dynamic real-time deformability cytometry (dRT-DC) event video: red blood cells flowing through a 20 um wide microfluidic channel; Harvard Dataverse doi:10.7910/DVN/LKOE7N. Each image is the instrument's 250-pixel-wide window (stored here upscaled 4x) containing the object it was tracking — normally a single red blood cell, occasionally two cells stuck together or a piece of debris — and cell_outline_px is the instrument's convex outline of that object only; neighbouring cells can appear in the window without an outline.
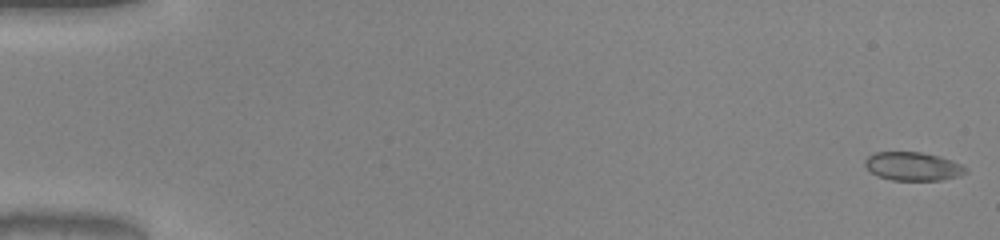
{"species": "common noctule bat (a hibernating species)", "species_latin": "Nyctalus noctula", "temperature_condition": "warm", "stored_images_in_passage": 52, "camera_frame_rate_fps": 3000, "um_per_image_px": 0.085, "animal": {"sex": "male", "body_mass_g": 20.0, "forearm_length_mm": 53.3}, "frame": {"image": 1, "passage_image": 1, "time_ms": 0.0, "image_size_px": [1000, 240], "cell_outline_px": [[968, 172], [960, 176], [940, 180], [892, 180], [876, 176], [864, 164], [864, 160], [868, 156], [876, 152], [920, 152], [940, 156], [952, 160], [968, 168]], "centroid_in_image_um": [77.62, 14.14], "position_along_channel_um": 7.4, "area_um2": 16.82}}
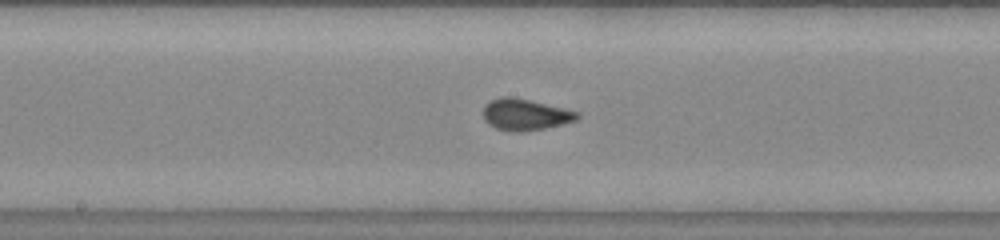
{"frame": {"image": 2, "passage_image": 28, "time_ms": 9.0, "image_size_px": [1000, 240], "cell_outline_px": [[580, 116], [576, 120], [544, 128], [520, 132], [508, 132], [496, 128], [488, 124], [484, 120], [484, 104], [500, 96], [512, 96], [580, 112]], "centroid_in_image_um": [44.61, 9.74], "position_along_channel_um": 203.6, "area_um2": 17.17}}
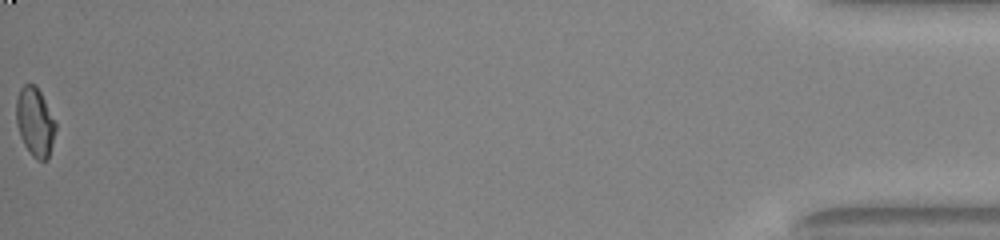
{"frame": {"image": 3, "passage_image": 52, "time_ms": 17.0, "image_size_px": [1000, 240], "cell_outline_px": [[56, 128], [48, 160], [36, 160], [32, 156], [24, 144], [20, 136], [16, 124], [16, 100], [20, 88], [24, 84], [36, 84], [56, 120]], "centroid_in_image_um": [2.98, 10.35], "position_along_channel_um": 432.2, "area_um2": 16.01}, "authors_computed_cell_mechanics": {"area_um2": 16.7331, "velocity_mm_per_s": 4.0485, "shape_relaxation_time_tau1_ms": 9.8978, "shape_relaxation_time_tau2_ms": null, "deformation_change_tau1": 0.198, "deformation_change_tau2": null}}